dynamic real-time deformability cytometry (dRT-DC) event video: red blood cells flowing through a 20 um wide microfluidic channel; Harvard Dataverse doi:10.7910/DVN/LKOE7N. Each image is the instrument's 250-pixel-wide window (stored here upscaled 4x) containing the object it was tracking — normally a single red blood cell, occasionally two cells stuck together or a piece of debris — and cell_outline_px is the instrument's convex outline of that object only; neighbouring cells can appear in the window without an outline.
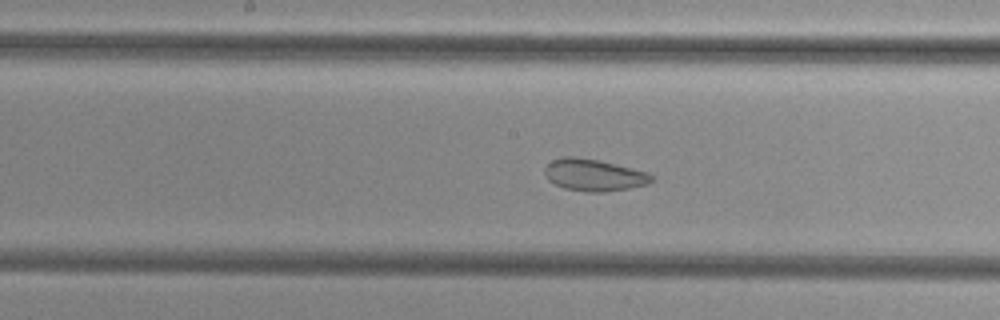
{"species": "common noctule bat (a hibernating species)", "species_latin": "Nyctalus noctula", "temperature_condition": "cold", "stored_images_in_passage": 51, "camera_frame_rate_fps": 3000, "um_per_image_px": 0.085, "animal": {"sex": "female", "body_mass_g": 29.2, "forearm_length_mm": 56.3}, "frame": {"image": 1, "passage_image": 24, "time_ms": 7.667, "image_size_px": [1000, 320], "cell_outline_px": [[652, 180], [648, 184], [628, 188], [604, 192], [588, 192], [564, 188], [548, 180], [544, 172], [544, 168], [552, 160], [564, 156], [576, 156], [600, 160], [648, 172], [652, 176]], "centroid_in_image_um": [50.46, 14.86], "position_along_channel_um": 197.7, "area_um2": 19.88}}
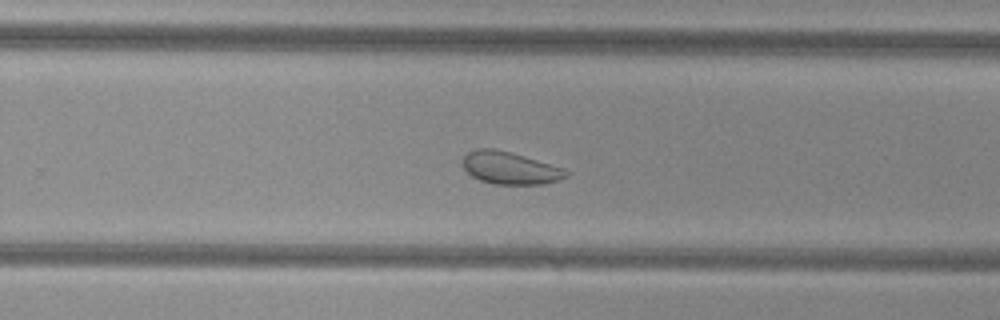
{"frame": {"image": 2, "passage_image": 31, "time_ms": 10.0, "image_size_px": [1000, 320], "cell_outline_px": [[572, 172], [568, 176], [544, 184], [496, 184], [480, 180], [472, 176], [460, 164], [464, 156], [468, 152], [476, 148], [492, 148], [512, 152], [564, 168]], "centroid_in_image_um": [43.35, 14.27], "position_along_channel_um": 286.5, "area_um2": 19.65}}
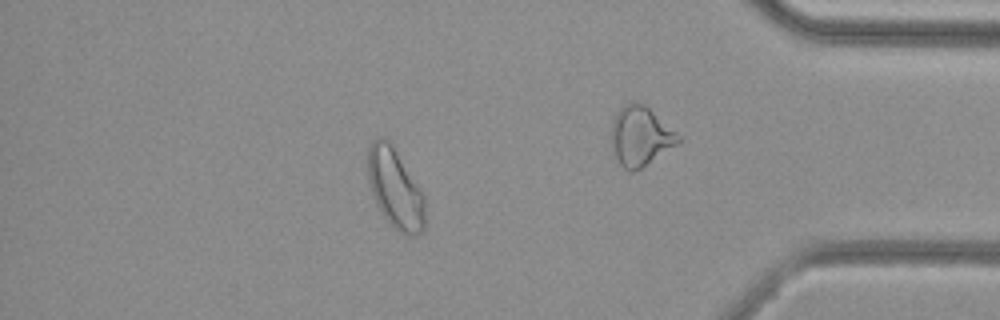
{"frame": {"image": 3, "passage_image": 43, "time_ms": 14.0, "image_size_px": [1000, 320], "cell_outline_px": [[424, 228], [416, 236], [408, 236], [392, 228], [376, 204], [368, 180], [368, 144], [376, 136], [384, 136], [392, 144], [420, 188], [424, 196]], "centroid_in_image_um": [33.57, 16.0], "position_along_channel_um": 401.6, "area_um2": 26.76}, "authors_computed_cell_mechanics": {"area_um2": 25.8366, "velocity_mm_per_s": 3.8095, "shape_relaxation_time_tau1_ms": null, "shape_relaxation_time_tau2_ms": 2.0082, "deformation_change_tau1": null, "deformation_change_tau2": 0.0649}}